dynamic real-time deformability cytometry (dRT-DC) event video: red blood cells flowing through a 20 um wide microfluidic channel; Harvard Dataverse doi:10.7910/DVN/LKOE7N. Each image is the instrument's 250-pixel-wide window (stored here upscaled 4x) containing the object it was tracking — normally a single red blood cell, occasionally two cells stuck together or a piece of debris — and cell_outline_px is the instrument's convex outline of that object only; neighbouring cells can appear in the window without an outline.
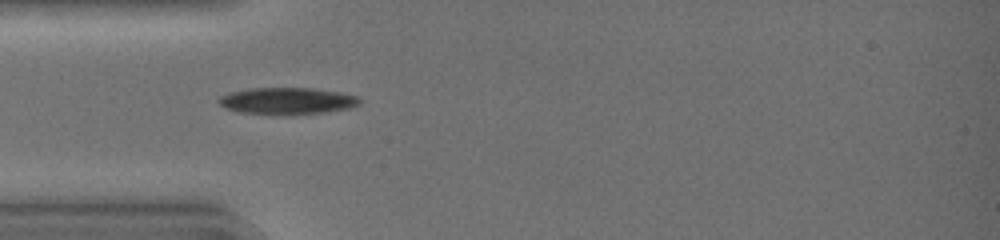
{"species": "common noctule bat (a hibernating species)", "species_latin": "Nyctalus noctula", "temperature_condition": "warm", "stored_images_in_passage": 31, "camera_frame_rate_fps": 3000, "um_per_image_px": 0.085, "animal": {"sex": "female", "body_mass_g": 19.0, "forearm_length_mm": 51.5}, "frame": {"image": 1, "passage_image": 1, "time_ms": 0.0, "image_size_px": [1000, 240], "cell_outline_px": [[360, 104], [348, 108], [324, 112], [292, 116], [288, 116], [240, 112], [224, 108], [216, 100], [220, 96], [228, 92], [248, 88], [316, 88], [340, 92], [360, 96]], "centroid_in_image_um": [24.39, 8.58], "position_along_channel_um": 60.6, "area_um2": 22.54}}
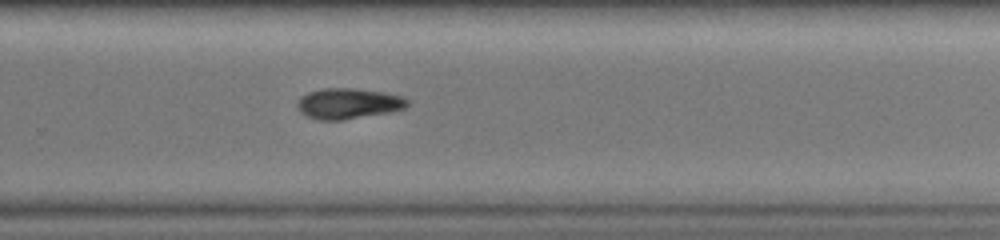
{"frame": {"image": 2, "passage_image": 17, "time_ms": 5.333, "image_size_px": [1000, 240], "cell_outline_px": [[408, 104], [404, 108], [388, 112], [344, 120], [320, 120], [308, 116], [300, 112], [296, 108], [296, 104], [308, 92], [324, 88], [352, 88], [388, 92], [404, 96], [408, 100]], "centroid_in_image_um": [29.63, 8.79], "position_along_channel_um": 300.2, "area_um2": 19.65}}
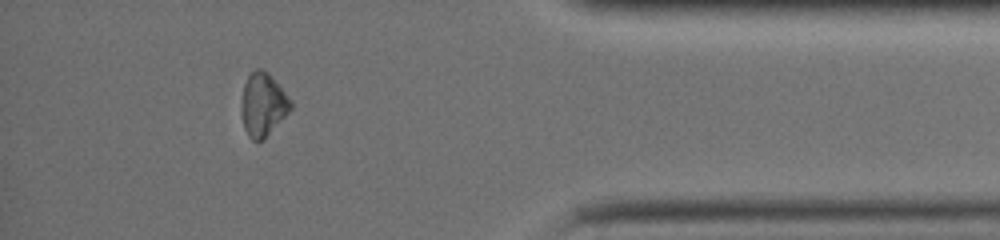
{"frame": {"image": 3, "passage_image": 26, "time_ms": 8.333, "image_size_px": [1000, 240], "cell_outline_px": [[292, 108], [264, 140], [252, 140], [248, 136], [244, 128], [240, 112], [240, 104], [244, 84], [248, 76], [256, 68], [260, 68], [268, 72], [292, 100]], "centroid_in_image_um": [22.34, 8.89], "position_along_channel_um": 412.9, "area_um2": 18.38}, "authors_computed_cell_mechanics": {"area_um2": 20.2878, "velocity_mm_per_s": 4.5253, "shape_relaxation_time_tau1_ms": 3.3446, "shape_relaxation_time_tau2_ms": null, "deformation_change_tau1": 0.1254, "deformation_change_tau2": null}}